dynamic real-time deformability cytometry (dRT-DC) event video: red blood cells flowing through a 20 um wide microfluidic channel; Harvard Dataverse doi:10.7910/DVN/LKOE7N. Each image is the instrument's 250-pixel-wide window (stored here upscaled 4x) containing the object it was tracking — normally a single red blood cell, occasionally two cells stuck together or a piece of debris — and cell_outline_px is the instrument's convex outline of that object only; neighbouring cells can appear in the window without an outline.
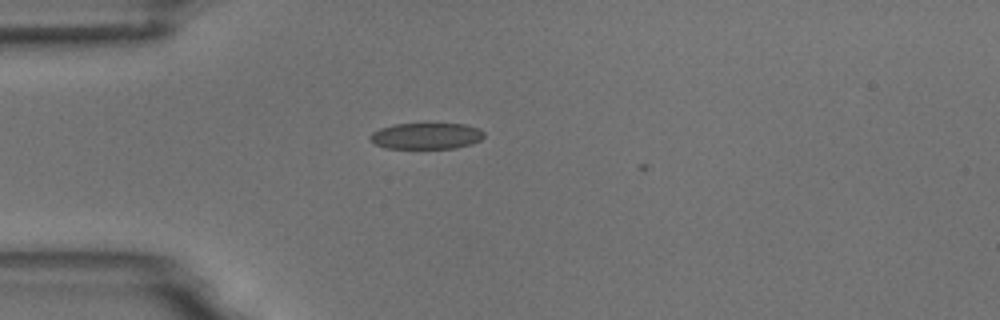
{"species": "common noctule bat (a hibernating species)", "species_latin": "Nyctalus noctula", "temperature_condition": "room temperature", "stored_images_in_passage": 3, "camera_frame_rate_fps": 3000, "um_per_image_px": 0.085, "animal": {"sex": "male", "body_mass_g": 18.8}, "frame": {"image": 1, "passage_image": 1, "time_ms": 0.0, "image_size_px": [1000, 320], "cell_outline_px": [[484, 136], [480, 140], [472, 144], [456, 148], [384, 148], [368, 140], [368, 136], [372, 132], [380, 128], [392, 124], [464, 124], [480, 128], [484, 132]], "centroid_in_image_um": [36.22, 11.56], "position_along_channel_um": 48.8, "area_um2": 17.57}}